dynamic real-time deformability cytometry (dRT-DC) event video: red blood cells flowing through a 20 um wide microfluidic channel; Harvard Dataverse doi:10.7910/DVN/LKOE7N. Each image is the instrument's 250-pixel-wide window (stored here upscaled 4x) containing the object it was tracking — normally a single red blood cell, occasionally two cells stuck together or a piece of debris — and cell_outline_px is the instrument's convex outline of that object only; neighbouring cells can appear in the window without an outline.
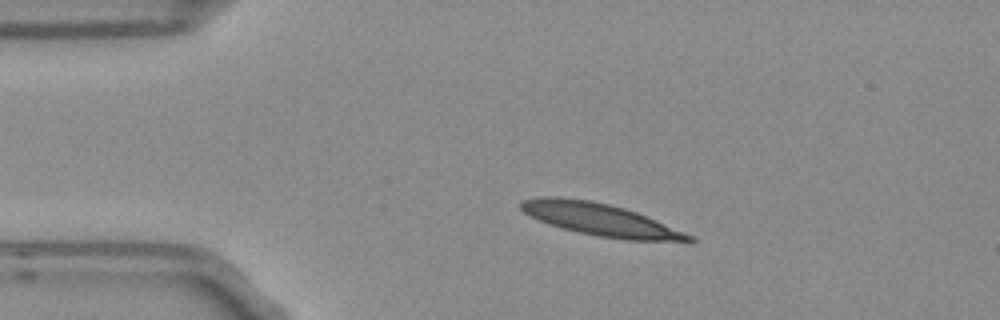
{"species": "Egyptian fruit bat (a non-hibernating species)", "species_latin": "Rousettus aegyptiacus", "temperature_condition": "room temperature", "stored_images_in_passage": 3, "camera_frame_rate_fps": 3000, "um_per_image_px": 0.085, "frame": {"image": 1, "passage_image": 2, "time_ms": 0.333, "image_size_px": [1000, 320], "cell_outline_px": [[696, 240], [624, 240], [576, 232], [540, 220], [524, 212], [520, 208], [520, 200], [540, 196], [556, 196], [588, 200], [608, 204], [624, 208], [636, 212], [692, 236]], "centroid_in_image_um": [50.92, 18.64], "position_along_channel_um": 34.1, "area_um2": 30.75}}